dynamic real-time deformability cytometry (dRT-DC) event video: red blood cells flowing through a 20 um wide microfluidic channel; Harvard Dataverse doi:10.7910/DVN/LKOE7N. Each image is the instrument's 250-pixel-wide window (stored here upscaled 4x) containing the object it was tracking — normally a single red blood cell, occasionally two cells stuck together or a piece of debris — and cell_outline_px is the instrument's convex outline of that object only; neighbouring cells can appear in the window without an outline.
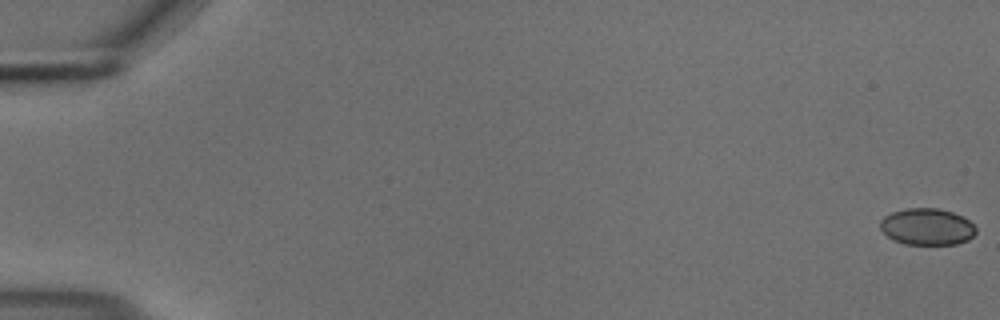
{"species": "common noctule bat (a hibernating species)", "species_latin": "Nyctalus noctula", "temperature_condition": "cold", "stored_images_in_passage": 56, "camera_frame_rate_fps": 3000, "um_per_image_px": 0.085, "animal": {"sex": "male", "body_mass_g": 18.8}, "frame": {"image": 1, "passage_image": 1, "time_ms": 0.0, "image_size_px": [1000, 320], "cell_outline_px": [[976, 232], [968, 240], [956, 244], [904, 244], [888, 236], [880, 228], [880, 220], [884, 216], [892, 212], [908, 208], [936, 208], [952, 212], [964, 216], [976, 228]], "centroid_in_image_um": [78.81, 19.26], "position_along_channel_um": 6.2, "area_um2": 20.35}}
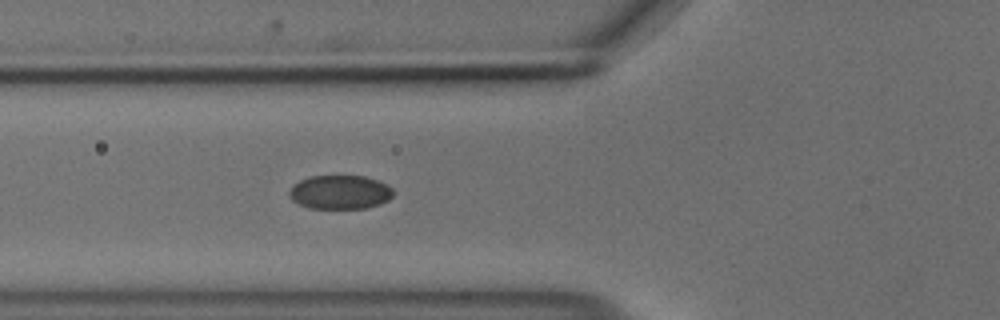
{"frame": {"image": 2, "passage_image": 22, "time_ms": 7.0, "image_size_px": [1000, 320], "cell_outline_px": [[392, 196], [388, 200], [380, 204], [364, 208], [308, 208], [292, 200], [288, 196], [288, 192], [292, 184], [308, 176], [364, 176], [376, 180], [392, 188]], "centroid_in_image_um": [28.84, 16.33], "position_along_channel_um": 97.0, "area_um2": 20.52}}
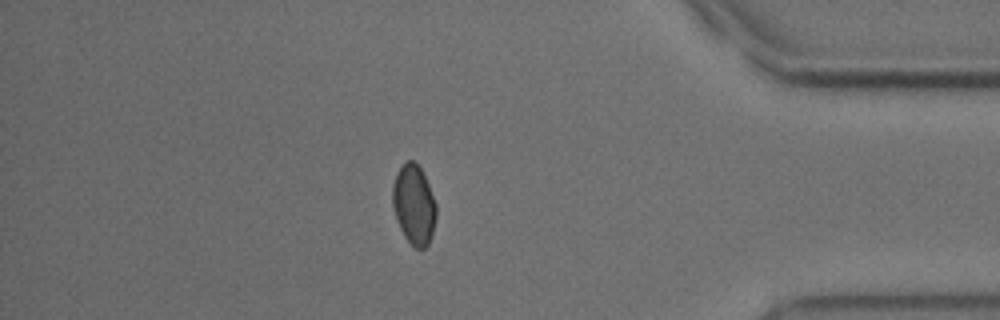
{"frame": {"image": 3, "passage_image": 49, "time_ms": 16.0, "image_size_px": [1000, 320], "cell_outline_px": [[436, 216], [432, 236], [428, 244], [424, 248], [416, 248], [404, 236], [396, 220], [392, 208], [392, 188], [396, 172], [408, 160], [412, 160], [420, 168], [428, 184], [436, 204]], "centroid_in_image_um": [35.17, 17.41], "position_along_channel_um": 400.0, "area_um2": 20.17}, "authors_computed_cell_mechanics": {"area_um2": 20.7791, "velocity_mm_per_s": 3.6868, "shape_relaxation_time_tau1_ms": 2.2189, "shape_relaxation_time_tau2_ms": 3.109, "deformation_change_tau1": 0.0648, "deformation_change_tau2": 0.0373}}